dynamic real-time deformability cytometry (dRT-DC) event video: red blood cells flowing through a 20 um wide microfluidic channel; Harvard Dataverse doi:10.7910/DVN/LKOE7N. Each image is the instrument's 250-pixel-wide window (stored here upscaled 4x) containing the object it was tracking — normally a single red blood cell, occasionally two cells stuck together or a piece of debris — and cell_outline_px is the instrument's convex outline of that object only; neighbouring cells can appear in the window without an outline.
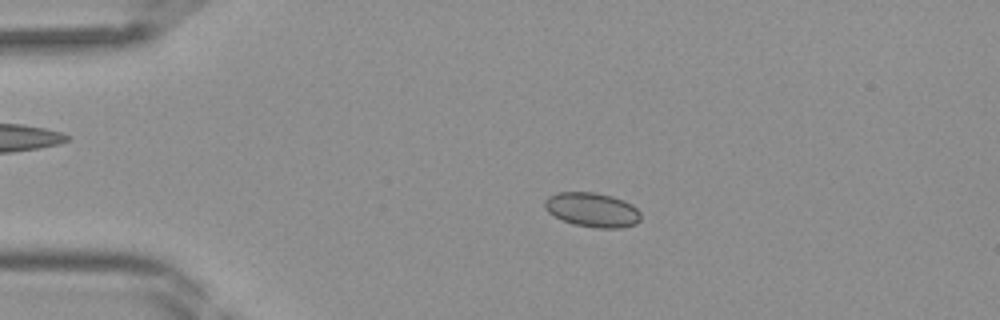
{"species": "Egyptian fruit bat (a non-hibernating species)", "species_latin": "Rousettus aegyptiacus", "temperature_condition": "room temperature", "stored_images_in_passage": 42, "camera_frame_rate_fps": 3000, "um_per_image_px": 0.085, "frame": {"image": 1, "passage_image": 9, "time_ms": 2.667, "image_size_px": [1000, 320], "cell_outline_px": [[640, 220], [636, 224], [620, 228], [596, 228], [572, 224], [548, 212], [544, 208], [544, 200], [548, 196], [560, 192], [596, 192], [612, 196], [624, 200], [632, 204], [640, 212]], "centroid_in_image_um": [50.35, 17.83], "position_along_channel_um": 34.7, "area_um2": 19.36}}
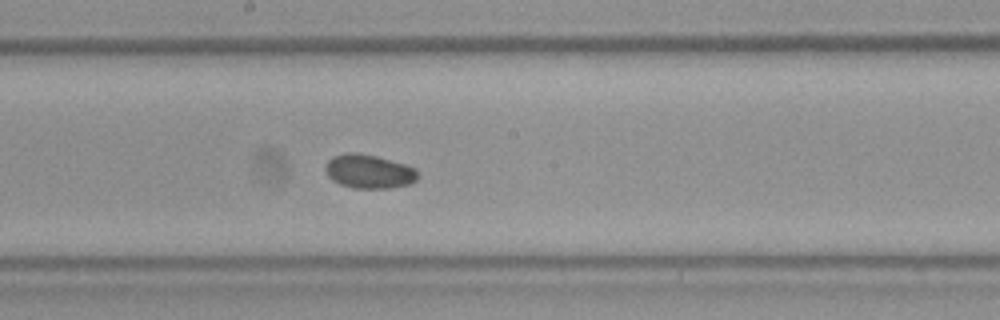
{"frame": {"image": 2, "passage_image": 23, "time_ms": 7.333, "image_size_px": [1000, 320], "cell_outline_px": [[420, 176], [416, 180], [408, 184], [388, 188], [352, 188], [340, 184], [332, 180], [328, 176], [324, 168], [328, 160], [332, 156], [344, 152], [356, 152], [376, 156], [404, 164], [416, 168]], "centroid_in_image_um": [31.34, 14.56], "position_along_channel_um": 216.9, "area_um2": 18.38}}
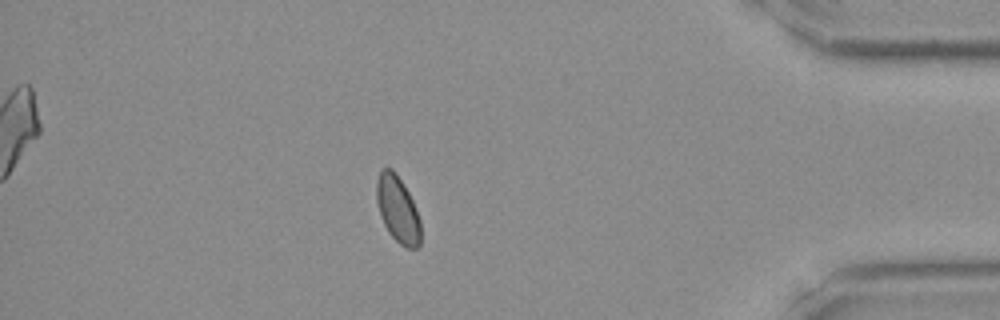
{"frame": {"image": 3, "passage_image": 37, "time_ms": 12.0, "image_size_px": [1000, 320], "cell_outline_px": [[420, 244], [416, 248], [408, 248], [400, 244], [388, 232], [384, 224], [376, 200], [376, 184], [380, 168], [392, 168], [396, 172], [408, 192], [416, 208], [420, 220]], "centroid_in_image_um": [33.8, 17.76], "position_along_channel_um": 401.4, "area_um2": 17.05}}